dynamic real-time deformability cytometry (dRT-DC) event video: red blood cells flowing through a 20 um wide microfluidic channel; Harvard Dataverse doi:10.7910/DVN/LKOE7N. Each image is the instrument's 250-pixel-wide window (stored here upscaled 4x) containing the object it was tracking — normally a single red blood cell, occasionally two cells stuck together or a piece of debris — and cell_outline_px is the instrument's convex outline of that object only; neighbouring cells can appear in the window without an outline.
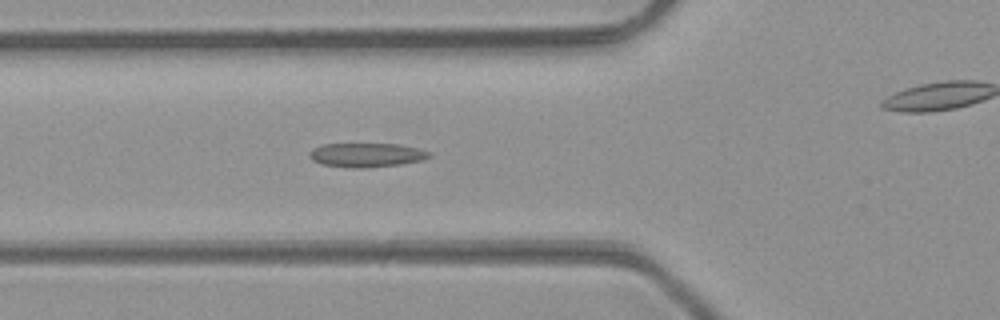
{"species": "common noctule bat (a hibernating species)", "species_latin": "Nyctalus noctula", "temperature_condition": "room temperature", "stored_images_in_passage": 49, "camera_frame_rate_fps": 3000, "um_per_image_px": 0.085, "animal": {"sex": "male", "body_mass_g": 23.1, "forearm_length_mm": 52.7}, "frame": {"image": 1, "passage_image": 17, "time_ms": 5.333, "image_size_px": [1000, 320], "cell_outline_px": [[432, 156], [424, 160], [400, 164], [368, 168], [348, 168], [320, 164], [312, 160], [308, 156], [308, 152], [312, 148], [324, 144], [396, 144], [416, 148], [432, 152]], "centroid_in_image_um": [31.13, 13.19], "position_along_channel_um": 94.7, "area_um2": 17.05}}
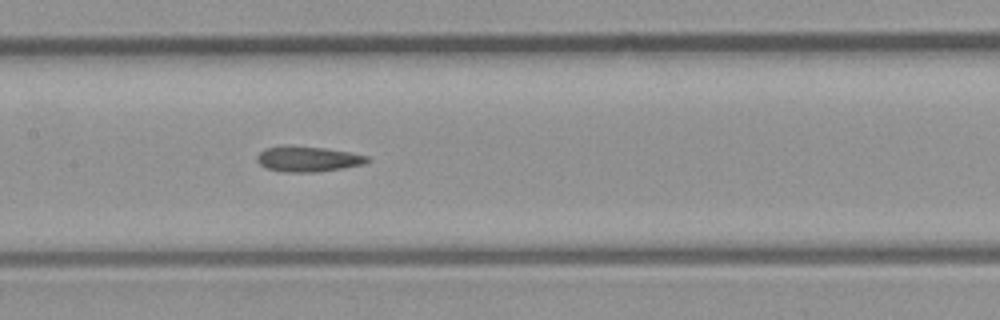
{"frame": {"image": 2, "passage_image": 23, "time_ms": 7.333, "image_size_px": [1000, 320], "cell_outline_px": [[372, 160], [364, 164], [344, 168], [316, 172], [284, 172], [264, 168], [256, 160], [256, 156], [264, 148], [324, 148], [348, 152], [368, 156]], "centroid_in_image_um": [26.21, 13.56], "position_along_channel_um": 181.2, "area_um2": 15.78}}
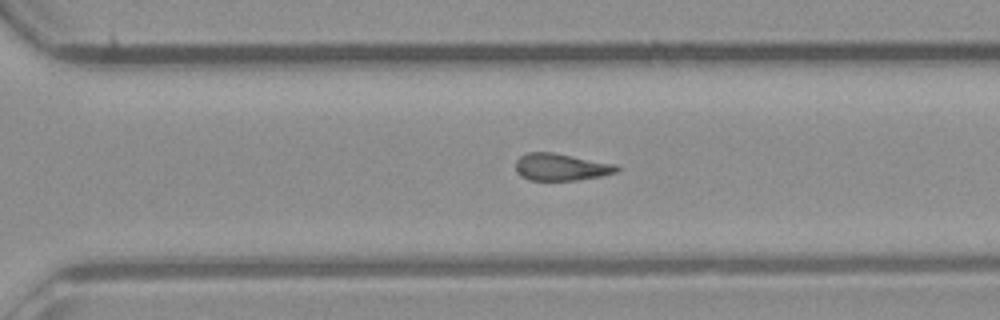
{"frame": {"image": 3, "passage_image": 33, "time_ms": 10.667, "image_size_px": [1000, 320], "cell_outline_px": [[620, 168], [616, 172], [600, 176], [576, 180], [528, 180], [520, 176], [516, 172], [516, 160], [520, 156], [528, 152], [552, 152], [616, 164]], "centroid_in_image_um": [47.65, 14.2], "position_along_channel_um": 322.9, "area_um2": 15.95}, "authors_computed_cell_mechanics": {"area_um2": 16.4152, "velocity_mm_per_s": 4.2724, "shape_relaxation_time_tau1_ms": null, "shape_relaxation_time_tau2_ms": 3.6166, "deformation_change_tau1": null, "deformation_change_tau2": 0.1105}}